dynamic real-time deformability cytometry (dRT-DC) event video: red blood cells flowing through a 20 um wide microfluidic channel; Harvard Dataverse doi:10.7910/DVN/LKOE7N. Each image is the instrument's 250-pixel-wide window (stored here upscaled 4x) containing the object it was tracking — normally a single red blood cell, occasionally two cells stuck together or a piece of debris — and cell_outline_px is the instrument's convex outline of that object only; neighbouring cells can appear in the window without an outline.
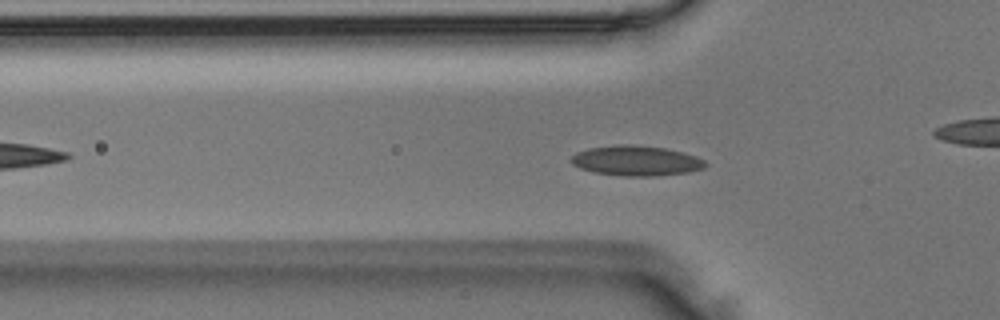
{"species": "Egyptian fruit bat (a non-hibernating species)", "species_latin": "Rousettus aegyptiacus", "temperature_condition": "room temperature", "stored_images_in_passage": 45, "camera_frame_rate_fps": 3000, "um_per_image_px": 0.085, "animal": {"sex": "male"}, "frame": {"image": 1, "passage_image": 11, "time_ms": 3.333, "image_size_px": [1000, 320], "cell_outline_px": [[708, 164], [704, 168], [688, 172], [656, 176], [624, 176], [596, 172], [580, 168], [572, 164], [568, 160], [576, 152], [588, 148], [616, 144], [628, 144], [664, 148], [684, 152], [696, 156], [704, 160]], "centroid_in_image_um": [54.07, 13.65], "position_along_channel_um": 71.7, "area_um2": 23.64}}
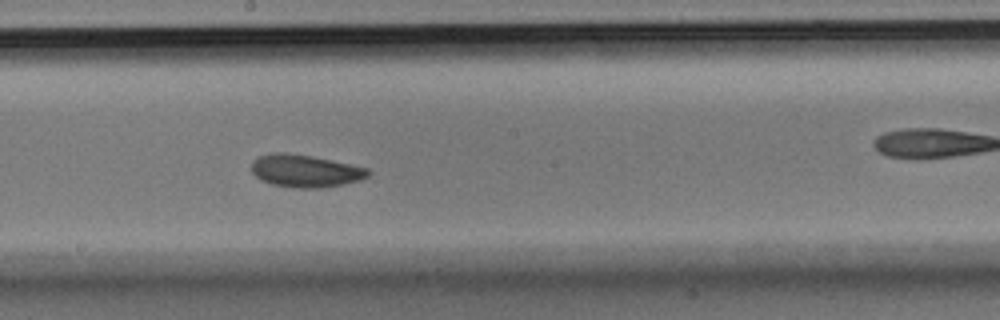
{"frame": {"image": 2, "passage_image": 22, "time_ms": 7.0, "image_size_px": [1000, 320], "cell_outline_px": [[372, 172], [368, 176], [360, 180], [344, 184], [324, 188], [292, 188], [272, 184], [260, 180], [252, 172], [252, 160], [256, 156], [272, 152], [288, 152], [312, 156], [368, 168]], "centroid_in_image_um": [25.92, 14.52], "position_along_channel_um": 222.3, "area_um2": 22.43}}
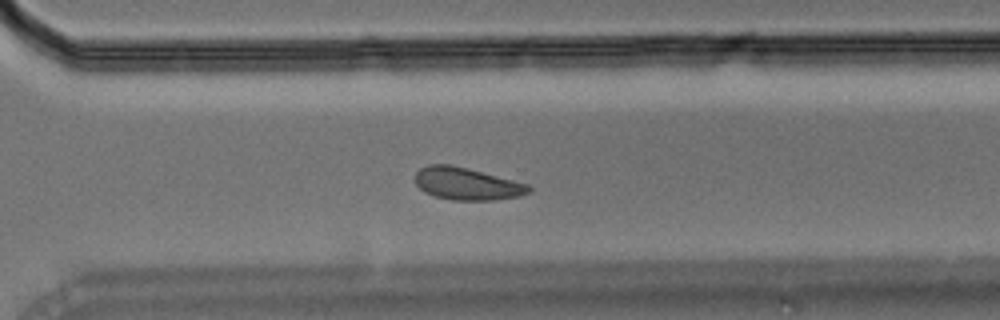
{"frame": {"image": 3, "passage_image": 30, "time_ms": 9.667, "image_size_px": [1000, 320], "cell_outline_px": [[532, 188], [528, 192], [520, 196], [496, 200], [452, 200], [436, 196], [424, 192], [416, 184], [416, 172], [420, 168], [428, 164], [452, 164], [468, 168], [528, 184]], "centroid_in_image_um": [39.67, 15.61], "position_along_channel_um": 330.9, "area_um2": 21.39}}